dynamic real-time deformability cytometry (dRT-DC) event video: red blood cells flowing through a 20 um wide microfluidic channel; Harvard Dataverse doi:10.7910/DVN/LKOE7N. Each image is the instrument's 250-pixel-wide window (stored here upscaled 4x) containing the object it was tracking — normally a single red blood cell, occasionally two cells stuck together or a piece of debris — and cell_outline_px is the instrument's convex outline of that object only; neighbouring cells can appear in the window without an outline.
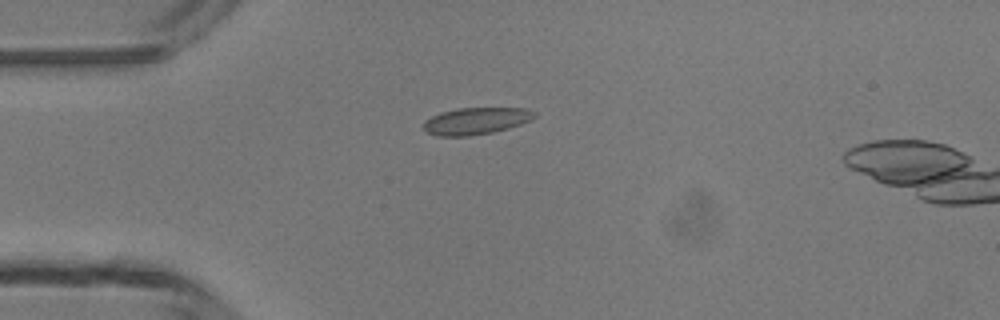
{"species": "common noctule bat (a hibernating species)", "species_latin": "Nyctalus noctula", "temperature_condition": "room temperature", "stored_images_in_passage": 4, "camera_frame_rate_fps": 3000, "um_per_image_px": 0.085, "animal": {"sex": "male", "body_mass_g": 13.3}, "frame": {"image": 1, "passage_image": 4, "time_ms": 3.333, "image_size_px": [1000, 320], "cell_outline_px": [[536, 116], [520, 124], [508, 128], [492, 132], [468, 136], [436, 136], [428, 132], [424, 128], [424, 120], [440, 112], [456, 108], [524, 108], [536, 112]], "centroid_in_image_um": [40.43, 10.27], "position_along_channel_um": 44.6, "area_um2": 17.28}}